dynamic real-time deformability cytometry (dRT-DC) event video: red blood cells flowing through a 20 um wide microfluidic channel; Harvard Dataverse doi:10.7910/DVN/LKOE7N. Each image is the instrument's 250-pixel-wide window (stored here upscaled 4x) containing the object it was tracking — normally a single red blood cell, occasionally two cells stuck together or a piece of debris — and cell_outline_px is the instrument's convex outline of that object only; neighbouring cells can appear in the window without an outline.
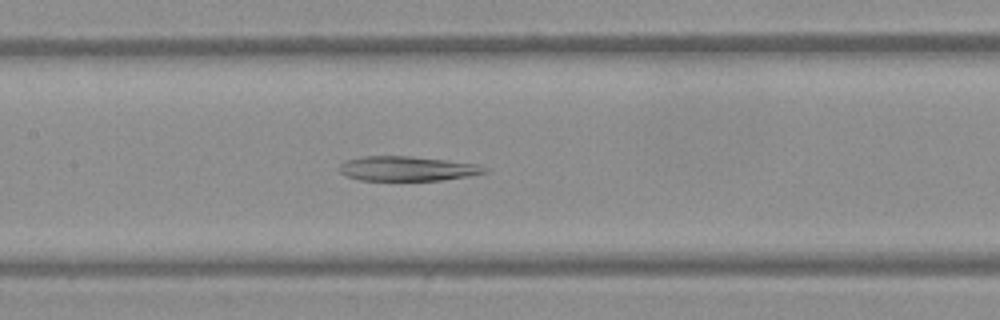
{"species": "Egyptian fruit bat (a non-hibernating species)", "species_latin": "Rousettus aegyptiacus", "temperature_condition": "warm", "stored_images_in_passage": 49, "camera_frame_rate_fps": 3000, "um_per_image_px": 0.085, "frame": {"image": 1, "passage_image": 20, "time_ms": 6.333, "image_size_px": [1000, 320], "cell_outline_px": [[488, 172], [468, 176], [444, 180], [360, 180], [348, 176], [340, 172], [336, 168], [340, 164], [348, 160], [364, 156], [412, 156], [476, 164], [488, 168]], "centroid_in_image_um": [34.61, 14.33], "position_along_channel_um": 172.8, "area_um2": 20.75}}
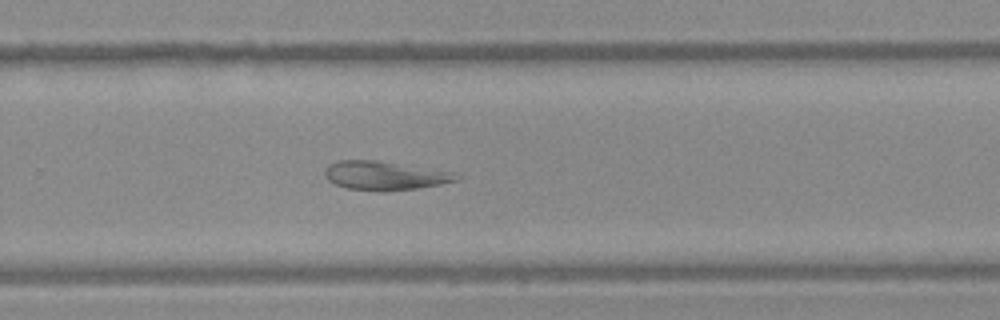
{"frame": {"image": 2, "passage_image": 30, "time_ms": 9.667, "image_size_px": [1000, 320], "cell_outline_px": [[460, 176], [456, 180], [440, 184], [416, 188], [348, 188], [336, 184], [328, 180], [324, 176], [324, 172], [328, 164], [340, 160], [376, 160], [460, 172]], "centroid_in_image_um": [32.75, 14.86], "position_along_channel_um": 297.1, "area_um2": 21.33}}
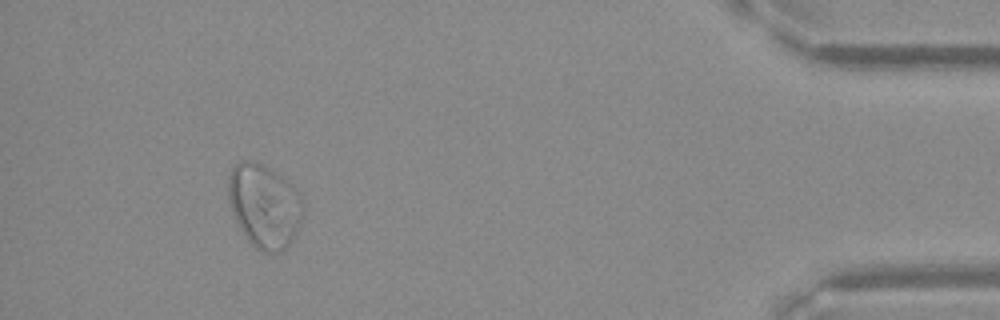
{"frame": {"image": 3, "passage_image": 44, "time_ms": 14.333, "image_size_px": [1000, 320], "cell_outline_px": [[304, 212], [300, 224], [292, 240], [284, 252], [260, 252], [248, 240], [240, 228], [232, 212], [228, 200], [228, 176], [232, 168], [240, 160], [248, 160], [264, 164], [272, 168], [296, 188], [304, 200]], "centroid_in_image_um": [22.49, 17.48], "position_along_channel_um": 412.7, "area_um2": 37.05}}